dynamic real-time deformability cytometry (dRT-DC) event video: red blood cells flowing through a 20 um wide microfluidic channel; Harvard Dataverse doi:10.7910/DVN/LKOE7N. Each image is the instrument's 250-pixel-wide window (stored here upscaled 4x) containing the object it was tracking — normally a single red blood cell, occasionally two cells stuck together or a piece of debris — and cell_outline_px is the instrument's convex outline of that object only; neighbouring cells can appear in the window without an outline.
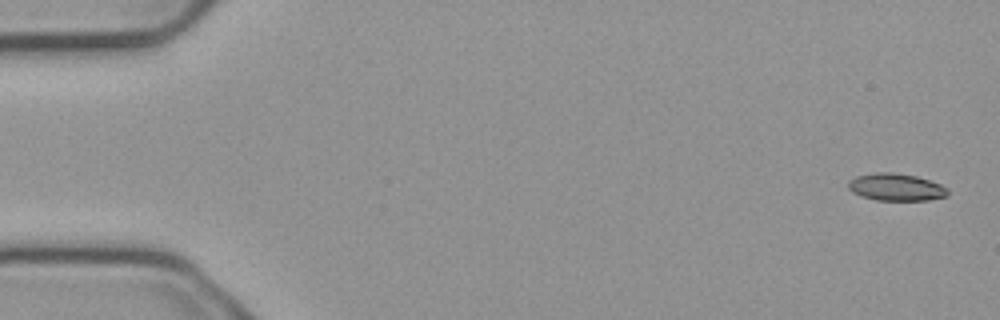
{"species": "common noctule bat (a hibernating species)", "species_latin": "Nyctalus noctula", "temperature_condition": "cold", "stored_images_in_passage": 3, "camera_frame_rate_fps": 3000, "um_per_image_px": 0.085, "animal": {"sex": "male", "body_mass_g": 23.1, "forearm_length_mm": 52.7}, "frame": {"image": 1, "passage_image": 1, "time_ms": 0.0, "image_size_px": [1000, 320], "cell_outline_px": [[948, 196], [928, 200], [876, 200], [860, 196], [852, 192], [848, 188], [848, 180], [856, 176], [880, 172], [892, 172], [916, 176], [940, 184], [948, 188]], "centroid_in_image_um": [76.15, 15.91], "position_along_channel_um": 8.9, "area_um2": 15.84}}
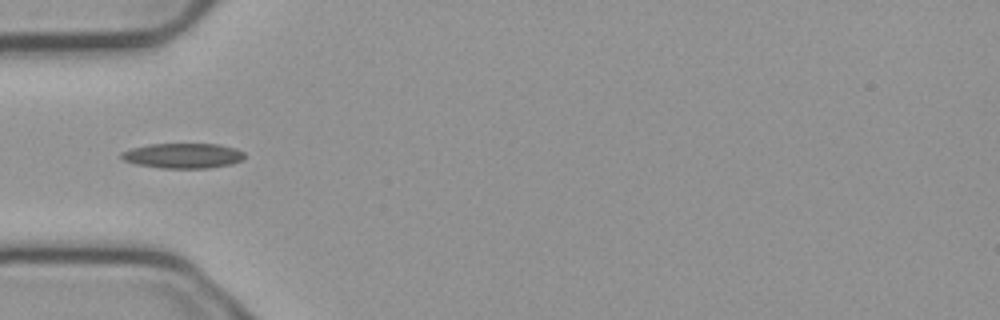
{"frame": {"image": 2, "passage_image": 3, "time_ms": 0.667, "image_size_px": [1000, 320], "cell_outline_px": [[244, 160], [232, 164], [212, 168], [160, 168], [136, 164], [124, 160], [120, 156], [120, 152], [132, 148], [148, 144], [220, 144], [236, 148], [244, 152]], "centroid_in_image_um": [15.58, 13.23], "position_along_channel_um": 69.4, "area_um2": 18.21}}